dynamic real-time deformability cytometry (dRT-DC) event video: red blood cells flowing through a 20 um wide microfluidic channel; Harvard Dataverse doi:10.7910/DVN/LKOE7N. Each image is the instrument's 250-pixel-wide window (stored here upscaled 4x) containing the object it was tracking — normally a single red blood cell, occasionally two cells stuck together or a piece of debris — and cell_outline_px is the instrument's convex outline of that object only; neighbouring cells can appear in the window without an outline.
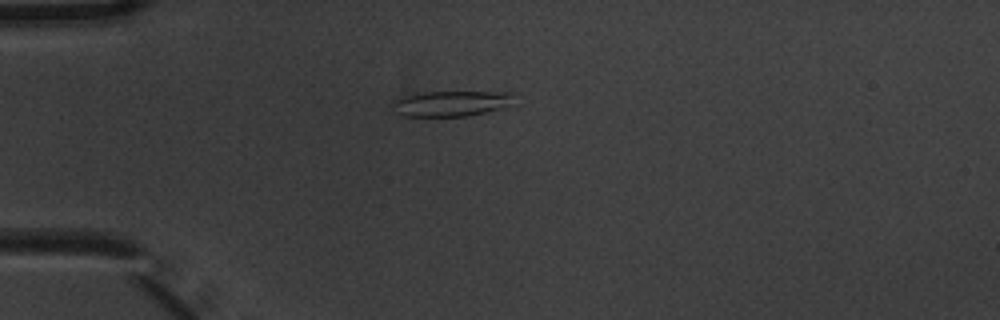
{"species": "common noctule bat (a hibernating species)", "species_latin": "Nyctalus noctula", "temperature_condition": "warm", "stored_images_in_passage": 4, "camera_frame_rate_fps": 3000, "um_per_image_px": 0.085, "animal": {"sex": "male", "body_mass_g": 20.1, "forearm_length_mm": 53.5}, "frame": {"image": 1, "passage_image": 4, "time_ms": 1.0, "image_size_px": [1000, 320], "cell_outline_px": [[512, 96], [508, 104], [484, 112], [468, 116], [404, 116], [392, 112], [392, 100], [416, 92], [512, 92]], "centroid_in_image_um": [38.18, 8.79], "position_along_channel_um": 46.8, "area_um2": 17.86}}